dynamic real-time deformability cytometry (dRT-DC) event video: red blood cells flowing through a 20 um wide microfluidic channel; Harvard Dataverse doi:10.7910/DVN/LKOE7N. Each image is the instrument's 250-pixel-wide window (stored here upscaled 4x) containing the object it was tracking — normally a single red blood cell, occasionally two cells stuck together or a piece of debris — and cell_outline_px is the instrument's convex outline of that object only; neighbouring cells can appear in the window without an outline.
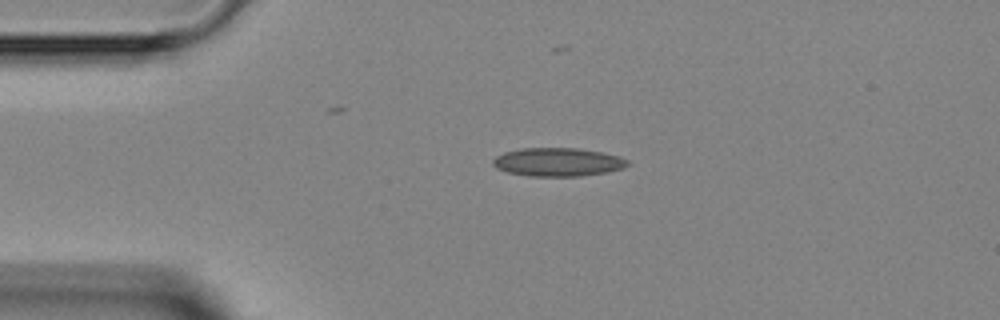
{"species": "Egyptian fruit bat (a non-hibernating species)", "species_latin": "Rousettus aegyptiacus", "temperature_condition": "room temperature", "stored_images_in_passage": 2, "camera_frame_rate_fps": 3000, "um_per_image_px": 0.085, "animal": {"sex": "female"}, "frame": {"image": 1, "passage_image": 1, "time_ms": 0.0, "image_size_px": [1000, 320], "cell_outline_px": [[632, 164], [624, 168], [608, 172], [580, 176], [528, 176], [508, 172], [496, 168], [492, 164], [492, 160], [496, 156], [504, 152], [524, 148], [576, 148], [600, 152], [620, 156], [628, 160]], "centroid_in_image_um": [47.44, 13.78], "position_along_channel_um": 37.6, "area_um2": 22.43}}